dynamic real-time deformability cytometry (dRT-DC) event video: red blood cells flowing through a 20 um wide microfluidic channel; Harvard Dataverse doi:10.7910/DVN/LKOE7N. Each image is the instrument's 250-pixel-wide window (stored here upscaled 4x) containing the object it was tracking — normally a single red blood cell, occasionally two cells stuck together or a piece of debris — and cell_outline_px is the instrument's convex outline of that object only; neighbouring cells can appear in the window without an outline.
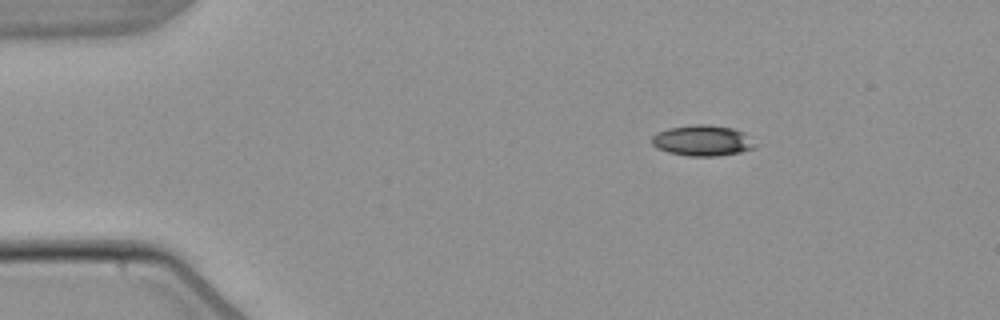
{"species": "common noctule bat (a hibernating species)", "species_latin": "Nyctalus noctula", "temperature_condition": "warm", "stored_images_in_passage": 3, "camera_frame_rate_fps": 3000, "um_per_image_px": 0.085, "animal": {"sex": "male", "body_mass_g": 21.5, "forearm_length_mm": 52.0}, "frame": {"image": 1, "passage_image": 1, "time_ms": 0.0, "image_size_px": [1000, 320], "cell_outline_px": [[760, 144], [756, 148], [740, 152], [716, 156], [688, 156], [668, 152], [656, 148], [652, 144], [652, 136], [656, 132], [668, 128], [692, 124], [704, 124], [732, 128], [744, 132]], "centroid_in_image_um": [59.75, 11.95], "position_along_channel_um": 25.3, "area_um2": 18.84}}